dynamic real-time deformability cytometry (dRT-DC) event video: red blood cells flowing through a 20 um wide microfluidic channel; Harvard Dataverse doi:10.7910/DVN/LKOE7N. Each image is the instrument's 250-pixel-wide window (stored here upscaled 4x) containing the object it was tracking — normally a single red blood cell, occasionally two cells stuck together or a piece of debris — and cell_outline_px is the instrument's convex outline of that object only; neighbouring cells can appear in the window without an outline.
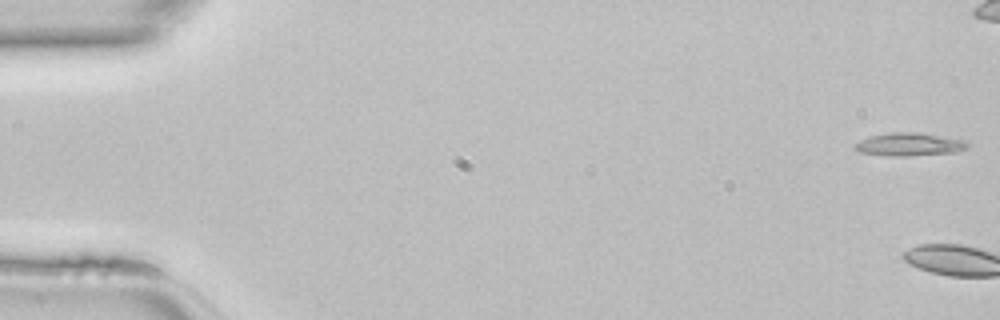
{"species": "common noctule bat (a hibernating species)", "species_latin": "Nyctalus noctula", "temperature_condition": "room temperature", "stored_images_in_passage": 3, "camera_frame_rate_fps": 3000, "um_per_image_px": 0.085, "animal": {"sex": "female", "body_mass_g": 22.7, "forearm_length_mm": 54.2}, "frame": {"image": 1, "passage_image": 1, "time_ms": 0.0, "image_size_px": [1000, 320], "cell_outline_px": [[968, 148], [956, 152], [912, 156], [888, 156], [856, 152], [852, 148], [852, 144], [868, 136], [892, 132], [916, 132], [968, 140]], "centroid_in_image_um": [77.24, 12.28], "position_along_channel_um": 7.8, "area_um2": 15.55}}